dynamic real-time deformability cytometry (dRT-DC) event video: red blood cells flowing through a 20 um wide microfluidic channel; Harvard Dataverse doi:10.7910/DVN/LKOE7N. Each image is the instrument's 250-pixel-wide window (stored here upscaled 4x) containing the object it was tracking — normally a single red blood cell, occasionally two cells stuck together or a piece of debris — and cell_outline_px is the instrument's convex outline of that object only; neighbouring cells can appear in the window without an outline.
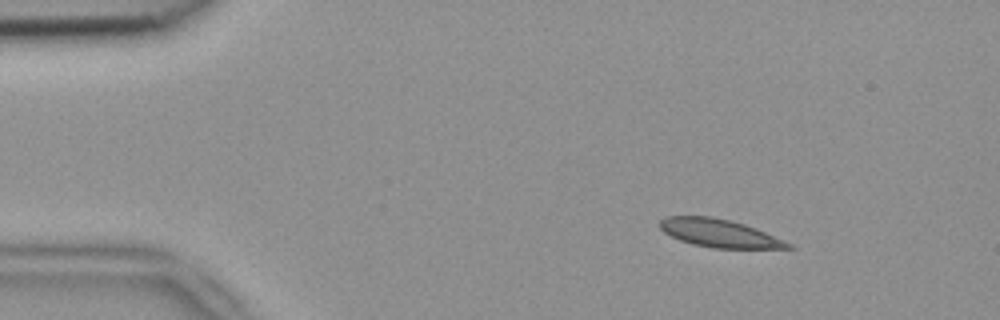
{"species": "common noctule bat (a hibernating species)", "species_latin": "Nyctalus noctula", "temperature_condition": "room temperature", "stored_images_in_passage": 8, "segment_of_instrument_passage": [1, 2], "camera_frame_rate_fps": 3000, "um_per_image_px": 0.085, "animal": {"sex": "female", "body_mass_g": 18.4}, "frame": {"image": 1, "passage_image": 1, "time_ms": 0.0, "image_size_px": [1000, 320], "cell_outline_px": [[796, 248], [712, 248], [692, 244], [680, 240], [664, 232], [660, 228], [660, 220], [664, 216], [712, 216], [744, 224], [756, 228], [784, 240], [792, 244]], "centroid_in_image_um": [61.14, 19.82], "position_along_channel_um": 23.9, "area_um2": 20.87}}